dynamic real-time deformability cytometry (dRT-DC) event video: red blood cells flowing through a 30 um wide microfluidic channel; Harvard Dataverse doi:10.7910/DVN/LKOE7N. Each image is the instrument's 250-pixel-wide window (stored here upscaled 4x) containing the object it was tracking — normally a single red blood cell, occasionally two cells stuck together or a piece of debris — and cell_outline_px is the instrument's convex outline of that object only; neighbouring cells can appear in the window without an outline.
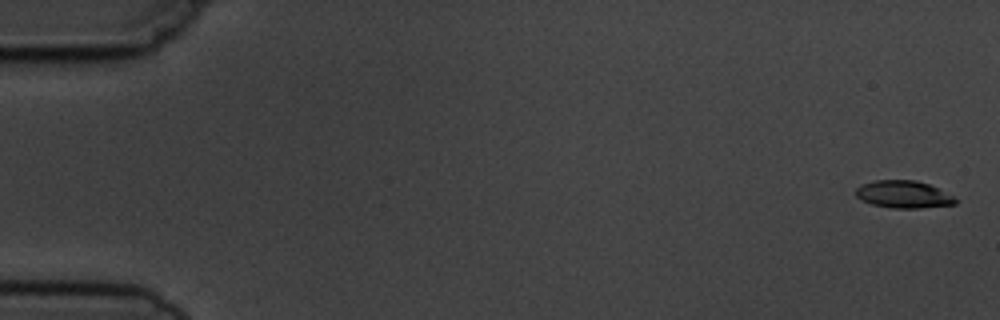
{"species": "common noctule bat (a hibernating species)", "species_latin": "Nyctalus noctula", "temperature_condition": "cold", "stored_images_in_passage": 6, "camera_frame_rate_fps": 3000, "um_per_image_px": 0.085, "animal": {"sex": "male", "body_mass_g": 19.5, "forearm_length_mm": 54.6}, "frame": {"image": 1, "passage_image": 1, "time_ms": 0.0, "image_size_px": [1000, 320], "cell_outline_px": [[960, 200], [956, 204], [920, 208], [892, 208], [872, 204], [860, 200], [856, 196], [856, 188], [860, 184], [876, 180], [916, 180], [928, 184]], "centroid_in_image_um": [76.77, 16.52], "position_along_channel_um": 8.2, "area_um2": 15.9}}
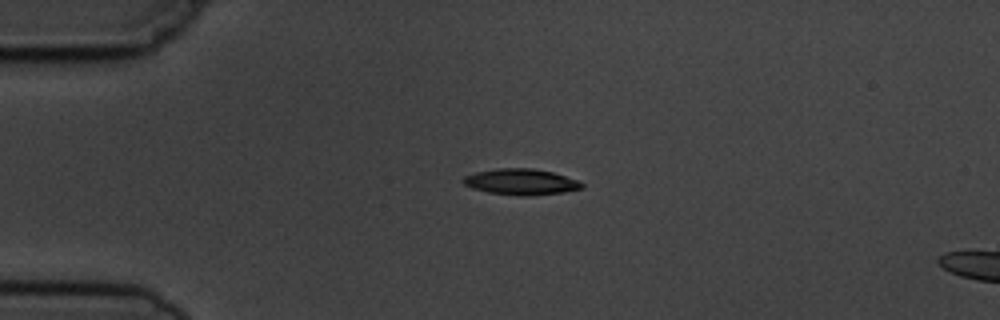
{"frame": {"image": 2, "passage_image": 4, "time_ms": 4.0, "image_size_px": [1000, 320], "cell_outline_px": [[584, 188], [564, 192], [532, 196], [520, 196], [488, 192], [472, 188], [464, 184], [460, 180], [464, 176], [476, 172], [496, 168], [532, 168], [552, 172], [576, 180], [584, 184]], "centroid_in_image_um": [44.26, 15.46], "position_along_channel_um": 40.7, "area_um2": 18.03}}
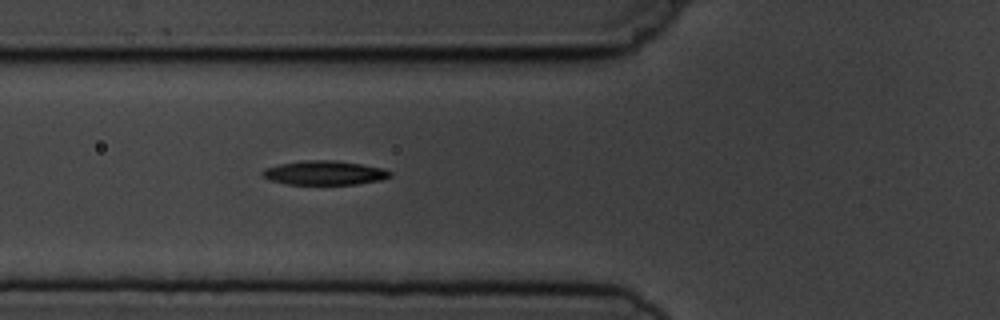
{"frame": {"image": 3, "passage_image": 6, "time_ms": 6.333, "image_size_px": [1000, 320], "cell_outline_px": [[392, 176], [380, 180], [356, 184], [288, 184], [272, 180], [264, 176], [260, 172], [264, 168], [280, 164], [300, 160], [332, 160], [360, 164], [384, 168], [392, 172]], "centroid_in_image_um": [27.59, 14.68], "position_along_channel_um": 98.2, "area_um2": 17.86}}